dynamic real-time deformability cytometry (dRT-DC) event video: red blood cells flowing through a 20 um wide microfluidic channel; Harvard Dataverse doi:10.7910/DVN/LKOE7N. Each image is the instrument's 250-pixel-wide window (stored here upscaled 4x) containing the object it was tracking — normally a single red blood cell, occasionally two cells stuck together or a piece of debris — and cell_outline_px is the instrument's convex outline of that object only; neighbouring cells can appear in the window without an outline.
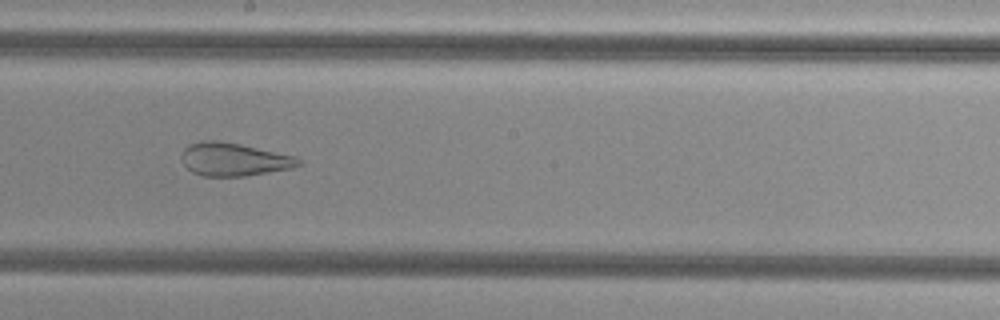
{"species": "common noctule bat (a hibernating species)", "species_latin": "Nyctalus noctula", "temperature_condition": "cold", "stored_images_in_passage": 30, "camera_frame_rate_fps": 3000, "um_per_image_px": 0.085, "animal": {"sex": "female", "body_mass_g": 29.2, "forearm_length_mm": 56.3}, "frame": {"image": 1, "passage_image": 17, "time_ms": 5.333, "image_size_px": [1000, 320], "cell_outline_px": [[300, 164], [292, 168], [244, 176], [204, 176], [192, 172], [184, 164], [180, 156], [184, 148], [188, 144], [200, 140], [220, 140], [240, 144], [296, 156], [300, 160]], "centroid_in_image_um": [19.84, 13.53], "position_along_channel_um": 228.4, "area_um2": 22.6}, "authors_computed_cell_mechanics": {"area_um2": 24.7384, "velocity_mm_per_s": 3.8241, "shape_relaxation_time_tau1_ms": null, "shape_relaxation_time_tau2_ms": 1.2348, "deformation_change_tau1": null, "deformation_change_tau2": 0.1011}}